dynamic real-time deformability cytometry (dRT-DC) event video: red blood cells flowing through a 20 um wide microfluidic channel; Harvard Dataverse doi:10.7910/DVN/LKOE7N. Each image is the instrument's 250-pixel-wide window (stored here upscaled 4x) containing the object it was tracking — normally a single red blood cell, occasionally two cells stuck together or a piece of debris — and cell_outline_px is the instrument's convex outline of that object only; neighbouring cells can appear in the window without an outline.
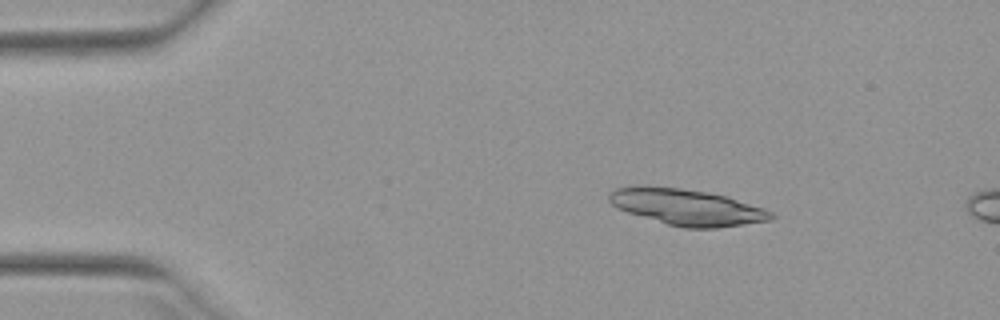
{"species": "Egyptian fruit bat (a non-hibernating species)", "species_latin": "Rousettus aegyptiacus", "temperature_condition": "warm", "stored_images_in_passage": 13, "camera_frame_rate_fps": 3000, "um_per_image_px": 0.085, "animal": {"sex": "female"}, "frame": {"image": 1, "passage_image": 8, "time_ms": 2.333, "image_size_px": [1000, 320], "cell_outline_px": [[776, 216], [772, 220], [716, 228], [684, 228], [668, 224], [628, 212], [616, 208], [608, 200], [608, 192], [612, 188], [628, 184], [644, 184], [680, 188], [708, 192], [728, 196], [764, 208], [772, 212]], "centroid_in_image_um": [58.32, 17.57], "position_along_channel_um": 26.7, "area_um2": 34.8}}